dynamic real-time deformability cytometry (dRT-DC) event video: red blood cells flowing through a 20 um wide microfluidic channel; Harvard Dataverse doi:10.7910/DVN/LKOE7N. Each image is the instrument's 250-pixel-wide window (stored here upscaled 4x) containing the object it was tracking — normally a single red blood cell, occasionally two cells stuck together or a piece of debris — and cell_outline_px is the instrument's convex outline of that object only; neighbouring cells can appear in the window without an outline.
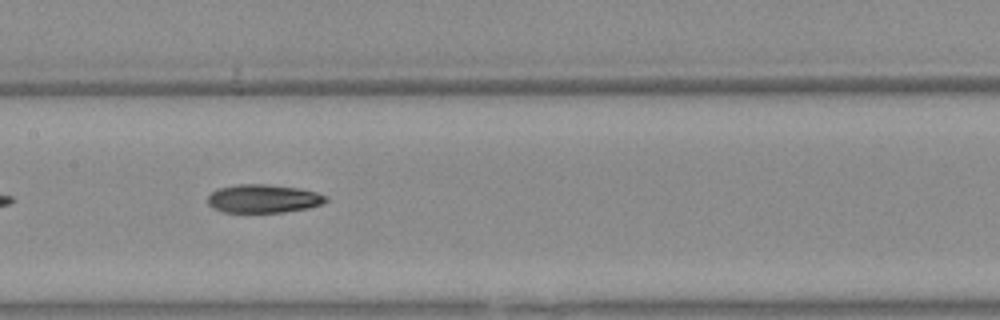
{"species": "Egyptian fruit bat (a non-hibernating species)", "species_latin": "Rousettus aegyptiacus", "temperature_condition": "warm", "stored_images_in_passage": 37, "camera_frame_rate_fps": 3000, "um_per_image_px": 0.085, "animal": {"sex": "female"}, "frame": {"image": 1, "passage_image": 11, "time_ms": 3.333, "image_size_px": [1000, 320], "cell_outline_px": [[328, 200], [320, 204], [308, 208], [284, 212], [224, 212], [212, 208], [208, 204], [208, 196], [212, 192], [220, 188], [236, 184], [264, 184], [296, 188], [316, 192], [328, 196]], "centroid_in_image_um": [22.37, 16.89], "position_along_channel_um": 185.0, "area_um2": 19.42}}